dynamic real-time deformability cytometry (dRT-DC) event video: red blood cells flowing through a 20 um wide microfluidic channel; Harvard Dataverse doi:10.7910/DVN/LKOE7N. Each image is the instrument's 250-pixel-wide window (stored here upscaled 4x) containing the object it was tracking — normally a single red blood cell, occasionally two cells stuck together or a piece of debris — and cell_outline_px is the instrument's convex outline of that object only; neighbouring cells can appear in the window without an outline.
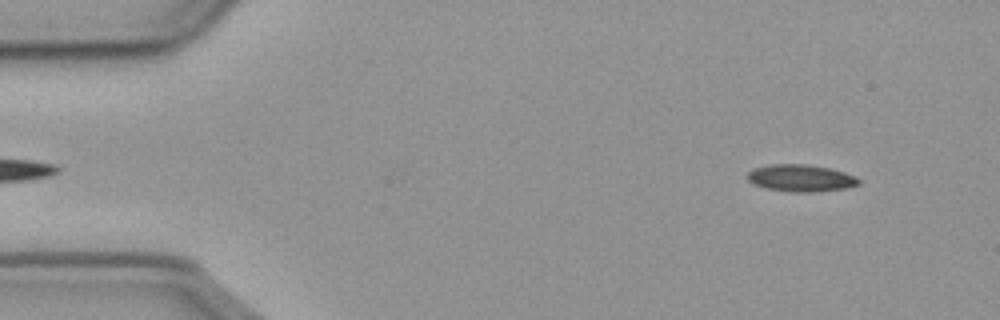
{"species": "common noctule bat (a hibernating species)", "species_latin": "Nyctalus noctula", "temperature_condition": "cold", "stored_images_in_passage": 56, "camera_frame_rate_fps": 3000, "um_per_image_px": 0.085, "animal": {"sex": "male", "body_mass_g": 23.1, "forearm_length_mm": 52.7}, "frame": {"image": 1, "passage_image": 5, "time_ms": 1.333, "image_size_px": [1000, 320], "cell_outline_px": [[860, 184], [848, 188], [812, 192], [792, 192], [768, 188], [756, 184], [748, 180], [744, 176], [748, 172], [756, 168], [768, 164], [804, 164], [828, 168], [844, 172], [856, 176], [860, 180]], "centroid_in_image_um": [68.09, 15.13], "position_along_channel_um": 16.9, "area_um2": 17.46}}
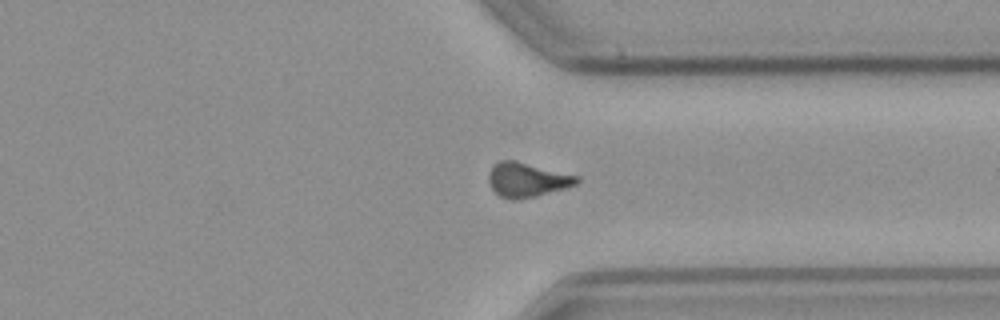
{"frame": {"image": 2, "passage_image": 42, "time_ms": 13.667, "image_size_px": [1000, 320], "cell_outline_px": [[580, 180], [576, 184], [564, 188], [536, 196], [516, 200], [512, 200], [500, 196], [488, 184], [488, 172], [500, 160], [516, 160], [580, 176]], "centroid_in_image_um": [44.8, 15.27], "position_along_channel_um": 366.6, "area_um2": 17.69}}
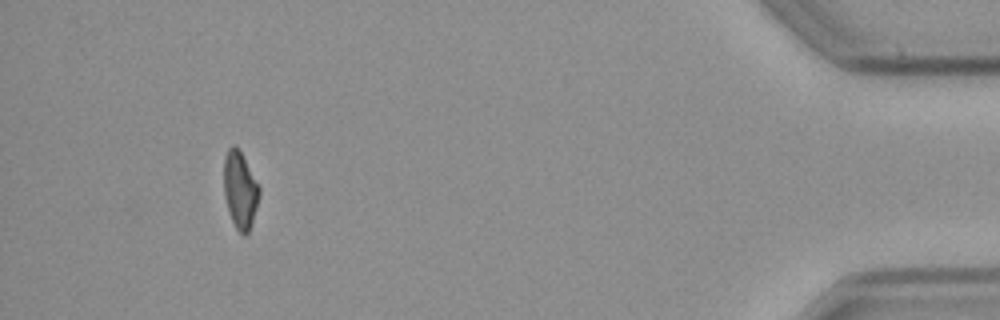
{"frame": {"image": 3, "passage_image": 52, "time_ms": 17.0, "image_size_px": [1000, 320], "cell_outline_px": [[260, 192], [256, 208], [248, 232], [244, 236], [236, 228], [228, 212], [224, 196], [224, 156], [228, 148], [232, 144], [240, 152], [260, 188]], "centroid_in_image_um": [20.38, 16.16], "position_along_channel_um": 414.8, "area_um2": 15.55}}